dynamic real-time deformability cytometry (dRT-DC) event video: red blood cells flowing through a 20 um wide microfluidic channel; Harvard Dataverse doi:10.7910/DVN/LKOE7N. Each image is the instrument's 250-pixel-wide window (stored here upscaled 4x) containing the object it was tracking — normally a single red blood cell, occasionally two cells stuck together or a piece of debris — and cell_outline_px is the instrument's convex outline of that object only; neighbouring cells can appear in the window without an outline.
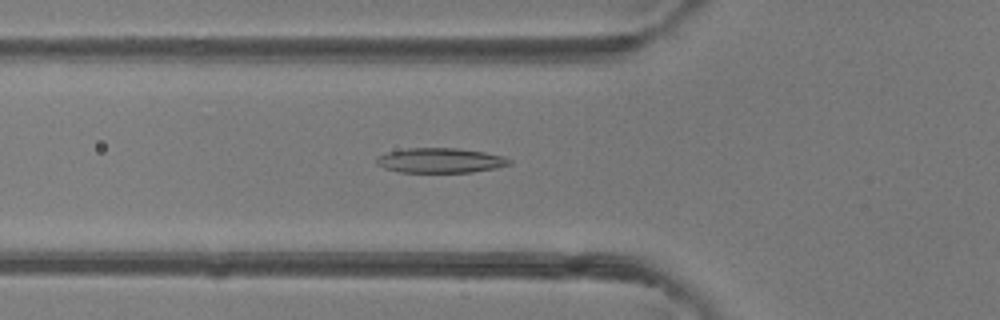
{"species": "common noctule bat (a hibernating species)", "species_latin": "Nyctalus noctula", "temperature_condition": "room temperature", "stored_images_in_passage": 47, "camera_frame_rate_fps": 3000, "um_per_image_px": 0.085, "animal": {"sex": "female"}, "frame": {"image": 1, "passage_image": 16, "time_ms": 5.0, "image_size_px": [1000, 320], "cell_outline_px": [[512, 164], [496, 168], [472, 172], [400, 172], [384, 168], [376, 164], [376, 160], [380, 156], [388, 152], [408, 148], [456, 148], [484, 152], [504, 156], [512, 160]], "centroid_in_image_um": [37.47, 13.64], "position_along_channel_um": 88.3, "area_um2": 19.19}}
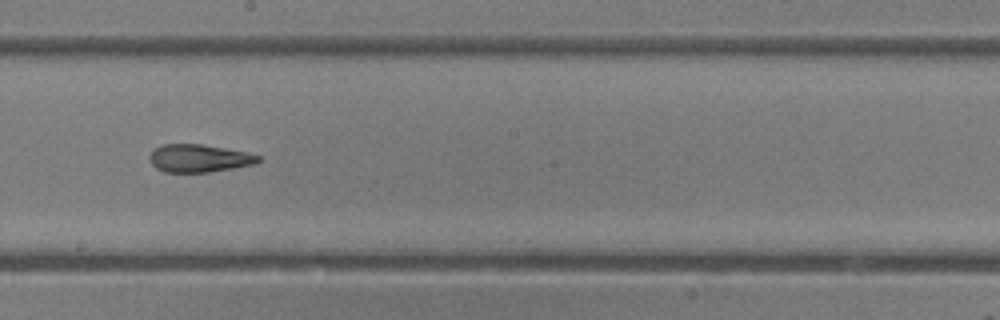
{"frame": {"image": 2, "passage_image": 26, "time_ms": 8.333, "image_size_px": [1000, 320], "cell_outline_px": [[264, 160], [256, 164], [208, 172], [164, 172], [156, 168], [148, 160], [148, 156], [152, 148], [160, 144], [200, 144], [224, 148], [244, 152], [260, 156]], "centroid_in_image_um": [16.87, 13.45], "position_along_channel_um": 231.3, "area_um2": 17.8}}
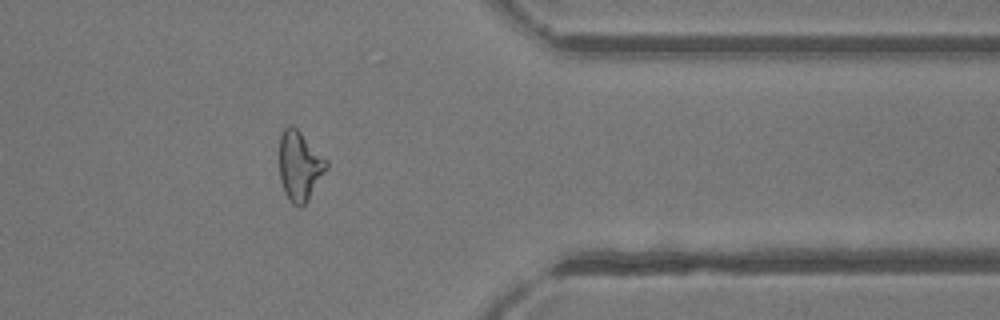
{"frame": {"image": 3, "passage_image": 38, "time_ms": 12.333, "image_size_px": [1000, 320], "cell_outline_px": [[328, 168], [308, 200], [300, 208], [292, 204], [288, 200], [284, 192], [280, 180], [280, 136], [284, 128], [288, 124], [292, 124], [328, 160]], "centroid_in_image_um": [25.47, 14.12], "position_along_channel_um": 385.9, "area_um2": 19.19}, "authors_computed_cell_mechanics": {"area_um2": 19.1318, "velocity_mm_per_s": 4.2547, "shape_relaxation_time_tau1_ms": 6.5268, "shape_relaxation_time_tau2_ms": 1.6215, "deformation_change_tau1": 0.2075, "deformation_change_tau2": 0.0997}}